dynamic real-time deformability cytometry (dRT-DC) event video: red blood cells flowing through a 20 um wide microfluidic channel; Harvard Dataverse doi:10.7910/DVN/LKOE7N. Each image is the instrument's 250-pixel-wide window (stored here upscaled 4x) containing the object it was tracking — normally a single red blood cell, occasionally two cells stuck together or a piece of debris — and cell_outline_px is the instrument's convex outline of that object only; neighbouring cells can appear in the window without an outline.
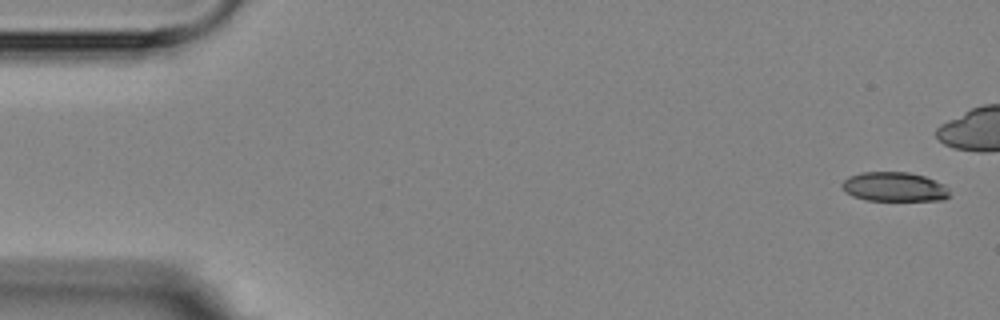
{"species": "Egyptian fruit bat (a non-hibernating species)", "species_latin": "Rousettus aegyptiacus", "temperature_condition": "room temperature", "stored_images_in_passage": 4, "camera_frame_rate_fps": 3000, "um_per_image_px": 0.085, "animal": {"sex": "female"}, "frame": {"image": 1, "passage_image": 1, "time_ms": 0.0, "image_size_px": [1000, 320], "cell_outline_px": [[948, 196], [944, 200], [868, 200], [852, 196], [844, 192], [840, 188], [840, 184], [848, 176], [860, 172], [908, 172], [924, 176], [944, 184], [948, 188]], "centroid_in_image_um": [75.95, 15.87], "position_along_channel_um": 9.0, "area_um2": 18.5}}